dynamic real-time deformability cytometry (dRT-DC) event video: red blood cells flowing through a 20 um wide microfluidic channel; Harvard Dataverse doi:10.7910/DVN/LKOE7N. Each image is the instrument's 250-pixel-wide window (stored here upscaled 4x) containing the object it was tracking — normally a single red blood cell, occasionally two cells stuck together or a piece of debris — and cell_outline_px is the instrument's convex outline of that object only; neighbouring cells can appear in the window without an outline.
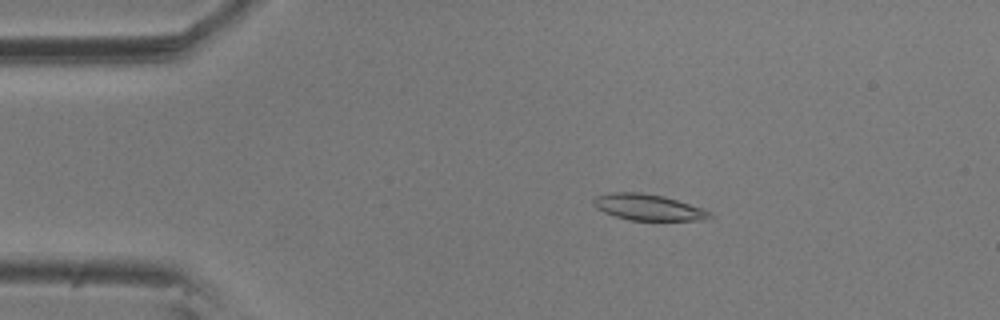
{"species": "common noctule bat (a hibernating species)", "species_latin": "Nyctalus noctula", "temperature_condition": "room temperature", "stored_images_in_passage": 10, "camera_frame_rate_fps": 3000, "um_per_image_px": 0.085, "animal": {"sex": "male", "body_mass_g": 20.5, "forearm_length_mm": 52.5}, "frame": {"image": 1, "passage_image": 2, "time_ms": 0.333, "image_size_px": [1000, 320], "cell_outline_px": [[712, 216], [704, 220], [628, 220], [604, 212], [596, 208], [592, 204], [592, 200], [596, 196], [612, 192], [640, 192], [664, 196], [704, 208], [712, 212]], "centroid_in_image_um": [55.1, 17.61], "position_along_channel_um": 29.9, "area_um2": 17.8}}
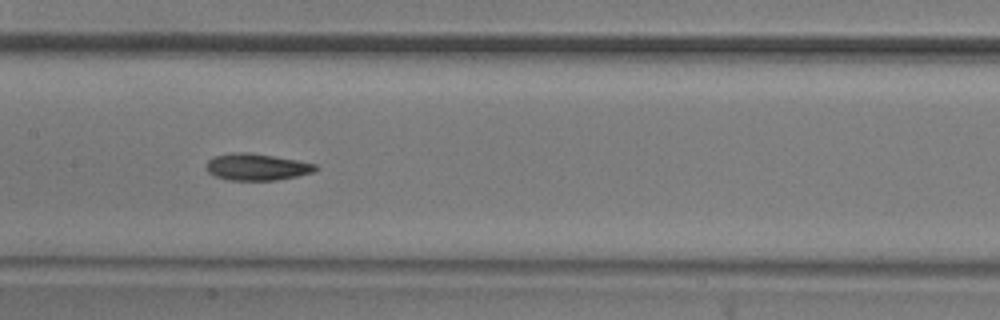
{"frame": {"image": 2, "passage_image": 7, "time_ms": 2.0, "image_size_px": [1000, 320], "cell_outline_px": [[320, 168], [312, 172], [296, 176], [276, 180], [228, 180], [216, 176], [208, 172], [208, 160], [212, 156], [232, 152], [248, 152], [296, 160], [316, 164]], "centroid_in_image_um": [21.82, 14.18], "position_along_channel_um": 185.6, "area_um2": 16.88}}
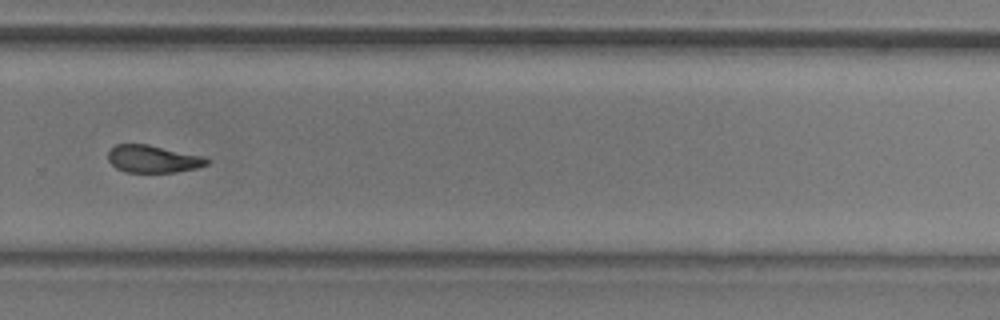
{"frame": {"image": 3, "passage_image": 10, "time_ms": 3.0, "image_size_px": [1000, 320], "cell_outline_px": [[208, 164], [196, 168], [176, 172], [124, 172], [116, 168], [108, 160], [108, 152], [116, 144], [148, 144], [204, 156], [208, 160]], "centroid_in_image_um": [12.99, 13.51], "position_along_channel_um": 316.8, "area_um2": 15.78}}